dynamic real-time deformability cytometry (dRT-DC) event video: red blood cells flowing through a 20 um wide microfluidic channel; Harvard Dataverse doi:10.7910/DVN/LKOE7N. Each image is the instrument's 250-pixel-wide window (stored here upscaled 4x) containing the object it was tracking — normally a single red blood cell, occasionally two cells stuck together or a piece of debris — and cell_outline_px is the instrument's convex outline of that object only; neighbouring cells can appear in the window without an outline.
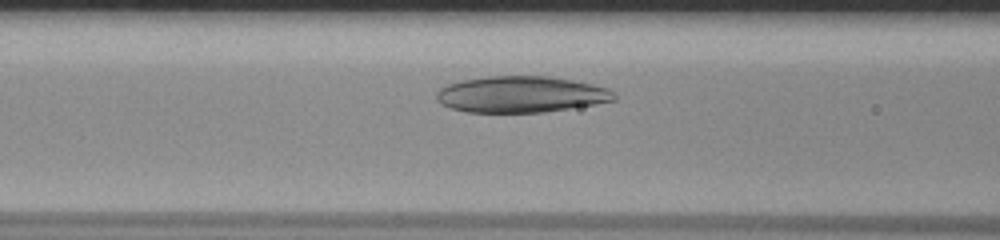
{"species": "human", "species_latin": "Homo sapiens", "temperature_condition": "room temperature", "stored_images_in_passage": 38, "camera_frame_rate_fps": 3000, "um_per_image_px": 0.085, "donor": {"sex": "male"}, "frame": {"image": 1, "passage_image": 8, "time_ms": 2.333, "image_size_px": [1000, 240], "cell_outline_px": [[616, 100], [544, 112], [468, 112], [452, 108], [440, 104], [436, 100], [436, 92], [440, 88], [448, 84], [464, 80], [488, 76], [548, 76], [572, 80], [592, 84], [608, 88], [616, 96]], "centroid_in_image_um": [44.25, 8.02], "position_along_channel_um": 122.3, "area_um2": 37.34}}
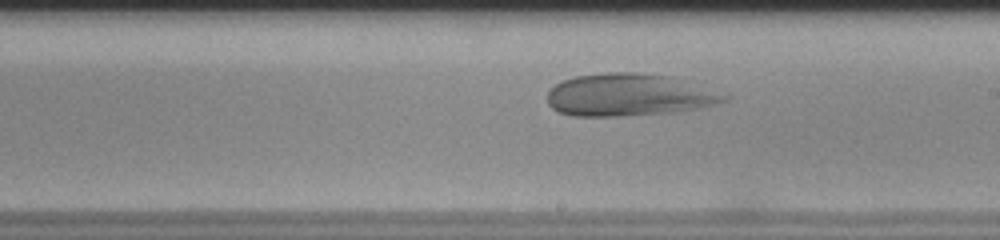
{"frame": {"image": 2, "passage_image": 17, "time_ms": 5.333, "image_size_px": [1000, 240], "cell_outline_px": [[732, 96], [728, 100], [680, 112], [616, 116], [576, 116], [560, 112], [552, 108], [548, 104], [548, 92], [560, 80], [576, 76], [608, 72], [636, 72], [672, 76]], "centroid_in_image_um": [53.47, 8.06], "position_along_channel_um": 235.5, "area_um2": 43.75}}
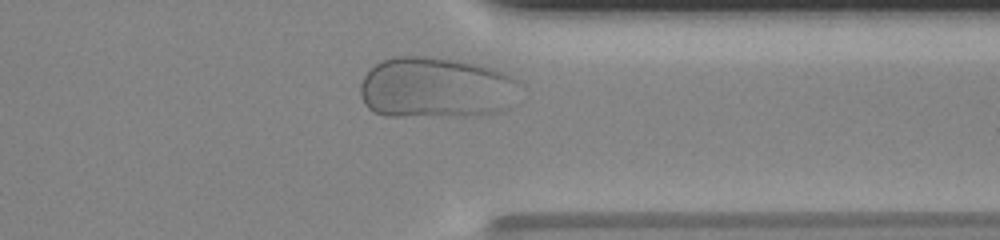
{"frame": {"image": 3, "passage_image": 28, "time_ms": 9.0, "image_size_px": [1000, 240], "cell_outline_px": [[520, 84], [508, 108], [492, 112], [464, 116], [388, 116], [376, 112], [368, 108], [364, 104], [360, 92], [360, 84], [364, 76], [380, 60], [392, 56], [428, 56], [460, 60], [480, 64], [504, 72], [520, 80]], "centroid_in_image_um": [37.04, 7.44], "position_along_channel_um": 374.4, "area_um2": 57.22}, "authors_computed_cell_mechanics": {"area_um2": 45.1129, "velocity_mm_per_s": 3.809, "shape_relaxation_time_tau1_ms": 5.8451, "shape_relaxation_time_tau2_ms": null, "deformation_change_tau1": 0.1524, "deformation_change_tau2": null}}